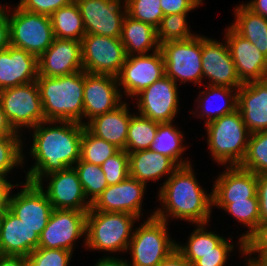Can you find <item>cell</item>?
<instances>
[{
	"label": "cell",
	"instance_id": "6da1fadb",
	"mask_svg": "<svg viewBox=\"0 0 267 266\" xmlns=\"http://www.w3.org/2000/svg\"><path fill=\"white\" fill-rule=\"evenodd\" d=\"M46 124L49 126H45ZM32 130L34 133L30 154L36 162L28 169L25 181L37 184L44 176L73 167L80 160L83 124L43 121Z\"/></svg>",
	"mask_w": 267,
	"mask_h": 266
},
{
	"label": "cell",
	"instance_id": "7a4b0ae2",
	"mask_svg": "<svg viewBox=\"0 0 267 266\" xmlns=\"http://www.w3.org/2000/svg\"><path fill=\"white\" fill-rule=\"evenodd\" d=\"M191 165L178 167L164 181L158 192L163 207L154 211L155 217L166 222L172 217L195 225L209 222L213 206L212 192L207 194L201 188Z\"/></svg>",
	"mask_w": 267,
	"mask_h": 266
},
{
	"label": "cell",
	"instance_id": "3957f363",
	"mask_svg": "<svg viewBox=\"0 0 267 266\" xmlns=\"http://www.w3.org/2000/svg\"><path fill=\"white\" fill-rule=\"evenodd\" d=\"M46 121L83 122L85 71L61 77H37Z\"/></svg>",
	"mask_w": 267,
	"mask_h": 266
},
{
	"label": "cell",
	"instance_id": "277c9868",
	"mask_svg": "<svg viewBox=\"0 0 267 266\" xmlns=\"http://www.w3.org/2000/svg\"><path fill=\"white\" fill-rule=\"evenodd\" d=\"M205 127L208 149L215 162L239 166L245 157L250 136L241 112L237 109L205 124Z\"/></svg>",
	"mask_w": 267,
	"mask_h": 266
},
{
	"label": "cell",
	"instance_id": "5b68a950",
	"mask_svg": "<svg viewBox=\"0 0 267 266\" xmlns=\"http://www.w3.org/2000/svg\"><path fill=\"white\" fill-rule=\"evenodd\" d=\"M138 217L125 212H101L90 209L87 212V249L107 252L128 250L133 234V223Z\"/></svg>",
	"mask_w": 267,
	"mask_h": 266
},
{
	"label": "cell",
	"instance_id": "8992f818",
	"mask_svg": "<svg viewBox=\"0 0 267 266\" xmlns=\"http://www.w3.org/2000/svg\"><path fill=\"white\" fill-rule=\"evenodd\" d=\"M154 214L152 212L144 223L133 229L128 245L132 256L129 266H158L176 249L177 242L168 235V223Z\"/></svg>",
	"mask_w": 267,
	"mask_h": 266
},
{
	"label": "cell",
	"instance_id": "52a82bcc",
	"mask_svg": "<svg viewBox=\"0 0 267 266\" xmlns=\"http://www.w3.org/2000/svg\"><path fill=\"white\" fill-rule=\"evenodd\" d=\"M8 11L10 45L26 50L37 58L55 39L50 16L31 13L19 6Z\"/></svg>",
	"mask_w": 267,
	"mask_h": 266
},
{
	"label": "cell",
	"instance_id": "ba28073f",
	"mask_svg": "<svg viewBox=\"0 0 267 266\" xmlns=\"http://www.w3.org/2000/svg\"><path fill=\"white\" fill-rule=\"evenodd\" d=\"M164 58L165 76L176 84L193 81L198 84L203 80L202 72V36L197 35L182 41H171L160 45Z\"/></svg>",
	"mask_w": 267,
	"mask_h": 266
},
{
	"label": "cell",
	"instance_id": "9c48e42d",
	"mask_svg": "<svg viewBox=\"0 0 267 266\" xmlns=\"http://www.w3.org/2000/svg\"><path fill=\"white\" fill-rule=\"evenodd\" d=\"M0 104L10 126L17 133L24 127L31 130L46 121L36 81L1 90Z\"/></svg>",
	"mask_w": 267,
	"mask_h": 266
},
{
	"label": "cell",
	"instance_id": "30bf717a",
	"mask_svg": "<svg viewBox=\"0 0 267 266\" xmlns=\"http://www.w3.org/2000/svg\"><path fill=\"white\" fill-rule=\"evenodd\" d=\"M81 44L85 72L112 76L120 73L127 57L120 38L85 34Z\"/></svg>",
	"mask_w": 267,
	"mask_h": 266
},
{
	"label": "cell",
	"instance_id": "8fae6325",
	"mask_svg": "<svg viewBox=\"0 0 267 266\" xmlns=\"http://www.w3.org/2000/svg\"><path fill=\"white\" fill-rule=\"evenodd\" d=\"M87 212L53 209L47 226L39 236L38 248L73 252L74 242L83 235L86 244Z\"/></svg>",
	"mask_w": 267,
	"mask_h": 266
},
{
	"label": "cell",
	"instance_id": "7c38bea8",
	"mask_svg": "<svg viewBox=\"0 0 267 266\" xmlns=\"http://www.w3.org/2000/svg\"><path fill=\"white\" fill-rule=\"evenodd\" d=\"M165 76L164 58L159 50L151 54L130 55L126 57L120 73L116 76L124 95L134 98L143 89Z\"/></svg>",
	"mask_w": 267,
	"mask_h": 266
},
{
	"label": "cell",
	"instance_id": "4fadbf2b",
	"mask_svg": "<svg viewBox=\"0 0 267 266\" xmlns=\"http://www.w3.org/2000/svg\"><path fill=\"white\" fill-rule=\"evenodd\" d=\"M75 1L81 13L86 34L121 37L123 21L127 15L125 3L123 5L121 0ZM121 8L124 10L121 11Z\"/></svg>",
	"mask_w": 267,
	"mask_h": 266
},
{
	"label": "cell",
	"instance_id": "5bb4252c",
	"mask_svg": "<svg viewBox=\"0 0 267 266\" xmlns=\"http://www.w3.org/2000/svg\"><path fill=\"white\" fill-rule=\"evenodd\" d=\"M178 84L163 76L136 95L138 112L158 123L174 121L178 111Z\"/></svg>",
	"mask_w": 267,
	"mask_h": 266
},
{
	"label": "cell",
	"instance_id": "9a60e30c",
	"mask_svg": "<svg viewBox=\"0 0 267 266\" xmlns=\"http://www.w3.org/2000/svg\"><path fill=\"white\" fill-rule=\"evenodd\" d=\"M20 186L21 191L10 194L8 209L40 236L53 211L52 204L37 184L25 181Z\"/></svg>",
	"mask_w": 267,
	"mask_h": 266
},
{
	"label": "cell",
	"instance_id": "2e32d148",
	"mask_svg": "<svg viewBox=\"0 0 267 266\" xmlns=\"http://www.w3.org/2000/svg\"><path fill=\"white\" fill-rule=\"evenodd\" d=\"M44 178L50 180L46 190H44L42 182L45 181ZM37 185L46 194L53 209L78 211H89L91 209V202L86 200L74 167L44 176Z\"/></svg>",
	"mask_w": 267,
	"mask_h": 266
},
{
	"label": "cell",
	"instance_id": "e0dca14e",
	"mask_svg": "<svg viewBox=\"0 0 267 266\" xmlns=\"http://www.w3.org/2000/svg\"><path fill=\"white\" fill-rule=\"evenodd\" d=\"M202 72L209 85L240 88V81L227 42L220 43L202 36Z\"/></svg>",
	"mask_w": 267,
	"mask_h": 266
},
{
	"label": "cell",
	"instance_id": "ac0fdd59",
	"mask_svg": "<svg viewBox=\"0 0 267 266\" xmlns=\"http://www.w3.org/2000/svg\"><path fill=\"white\" fill-rule=\"evenodd\" d=\"M118 86L116 76L85 72L83 117L88 122L96 116L116 109L123 103L122 92Z\"/></svg>",
	"mask_w": 267,
	"mask_h": 266
},
{
	"label": "cell",
	"instance_id": "d6986e66",
	"mask_svg": "<svg viewBox=\"0 0 267 266\" xmlns=\"http://www.w3.org/2000/svg\"><path fill=\"white\" fill-rule=\"evenodd\" d=\"M231 57L242 83L262 81L267 78V57L253 43L239 35L231 26L225 31Z\"/></svg>",
	"mask_w": 267,
	"mask_h": 266
},
{
	"label": "cell",
	"instance_id": "ffe728a7",
	"mask_svg": "<svg viewBox=\"0 0 267 266\" xmlns=\"http://www.w3.org/2000/svg\"><path fill=\"white\" fill-rule=\"evenodd\" d=\"M144 183L128 176L122 182L108 186L91 204V209L101 212H125L141 217Z\"/></svg>",
	"mask_w": 267,
	"mask_h": 266
},
{
	"label": "cell",
	"instance_id": "44dd1931",
	"mask_svg": "<svg viewBox=\"0 0 267 266\" xmlns=\"http://www.w3.org/2000/svg\"><path fill=\"white\" fill-rule=\"evenodd\" d=\"M83 70L81 41L56 38L38 57V76L61 77Z\"/></svg>",
	"mask_w": 267,
	"mask_h": 266
},
{
	"label": "cell",
	"instance_id": "7402d4cb",
	"mask_svg": "<svg viewBox=\"0 0 267 266\" xmlns=\"http://www.w3.org/2000/svg\"><path fill=\"white\" fill-rule=\"evenodd\" d=\"M213 203H234L257 197V174L240 166H228L215 180Z\"/></svg>",
	"mask_w": 267,
	"mask_h": 266
},
{
	"label": "cell",
	"instance_id": "603a6c76",
	"mask_svg": "<svg viewBox=\"0 0 267 266\" xmlns=\"http://www.w3.org/2000/svg\"><path fill=\"white\" fill-rule=\"evenodd\" d=\"M37 77L36 56L11 45L0 51V91L35 82Z\"/></svg>",
	"mask_w": 267,
	"mask_h": 266
},
{
	"label": "cell",
	"instance_id": "cb8c5ba5",
	"mask_svg": "<svg viewBox=\"0 0 267 266\" xmlns=\"http://www.w3.org/2000/svg\"><path fill=\"white\" fill-rule=\"evenodd\" d=\"M39 235L8 208L0 216V254L28 257L38 248Z\"/></svg>",
	"mask_w": 267,
	"mask_h": 266
},
{
	"label": "cell",
	"instance_id": "d4e9b609",
	"mask_svg": "<svg viewBox=\"0 0 267 266\" xmlns=\"http://www.w3.org/2000/svg\"><path fill=\"white\" fill-rule=\"evenodd\" d=\"M237 92V109L249 133L267 131V79L243 83Z\"/></svg>",
	"mask_w": 267,
	"mask_h": 266
},
{
	"label": "cell",
	"instance_id": "484cf974",
	"mask_svg": "<svg viewBox=\"0 0 267 266\" xmlns=\"http://www.w3.org/2000/svg\"><path fill=\"white\" fill-rule=\"evenodd\" d=\"M131 114L128 104L124 102L116 109L86 122L85 127L96 137L125 150Z\"/></svg>",
	"mask_w": 267,
	"mask_h": 266
},
{
	"label": "cell",
	"instance_id": "4316f807",
	"mask_svg": "<svg viewBox=\"0 0 267 266\" xmlns=\"http://www.w3.org/2000/svg\"><path fill=\"white\" fill-rule=\"evenodd\" d=\"M129 176L141 183L156 181L164 175L170 177L178 166L167 156L150 149L128 153Z\"/></svg>",
	"mask_w": 267,
	"mask_h": 266
},
{
	"label": "cell",
	"instance_id": "83f0119b",
	"mask_svg": "<svg viewBox=\"0 0 267 266\" xmlns=\"http://www.w3.org/2000/svg\"><path fill=\"white\" fill-rule=\"evenodd\" d=\"M207 224H197V228L188 238L187 245L176 243V249L184 256L192 266L200 255L208 253H229L234 250L229 239L214 233L208 232L205 228Z\"/></svg>",
	"mask_w": 267,
	"mask_h": 266
},
{
	"label": "cell",
	"instance_id": "f1b7e54d",
	"mask_svg": "<svg viewBox=\"0 0 267 266\" xmlns=\"http://www.w3.org/2000/svg\"><path fill=\"white\" fill-rule=\"evenodd\" d=\"M121 42L127 56L148 54L150 50L157 51L160 44L157 39V30L150 24L135 20L126 15L122 25Z\"/></svg>",
	"mask_w": 267,
	"mask_h": 266
},
{
	"label": "cell",
	"instance_id": "f546056e",
	"mask_svg": "<svg viewBox=\"0 0 267 266\" xmlns=\"http://www.w3.org/2000/svg\"><path fill=\"white\" fill-rule=\"evenodd\" d=\"M238 89L239 88L207 85L206 90L201 91V93L199 94L198 100L196 101L199 102L198 108L200 110L198 109V111H201V113H199V116H201L200 118L202 117L207 118L205 121V124L213 120H216L219 117H222L224 115L233 113L235 110H237ZM213 98H215V101L220 100L223 103L221 102L217 106L215 105L213 107L212 104L214 103V101H210V100H213Z\"/></svg>",
	"mask_w": 267,
	"mask_h": 266
},
{
	"label": "cell",
	"instance_id": "4dcf8cb0",
	"mask_svg": "<svg viewBox=\"0 0 267 266\" xmlns=\"http://www.w3.org/2000/svg\"><path fill=\"white\" fill-rule=\"evenodd\" d=\"M235 21L230 25L267 57V18L254 13L245 4L235 9Z\"/></svg>",
	"mask_w": 267,
	"mask_h": 266
},
{
	"label": "cell",
	"instance_id": "1f68e13d",
	"mask_svg": "<svg viewBox=\"0 0 267 266\" xmlns=\"http://www.w3.org/2000/svg\"><path fill=\"white\" fill-rule=\"evenodd\" d=\"M183 138V133L172 122L159 123L150 150L169 157L178 167L189 165L190 161L181 158L186 147Z\"/></svg>",
	"mask_w": 267,
	"mask_h": 266
},
{
	"label": "cell",
	"instance_id": "d6a6232c",
	"mask_svg": "<svg viewBox=\"0 0 267 266\" xmlns=\"http://www.w3.org/2000/svg\"><path fill=\"white\" fill-rule=\"evenodd\" d=\"M54 36L60 39L82 41L86 34L76 1L56 10L51 16Z\"/></svg>",
	"mask_w": 267,
	"mask_h": 266
},
{
	"label": "cell",
	"instance_id": "836d02e7",
	"mask_svg": "<svg viewBox=\"0 0 267 266\" xmlns=\"http://www.w3.org/2000/svg\"><path fill=\"white\" fill-rule=\"evenodd\" d=\"M213 206H217L230 213L237 221L248 227V231H245L239 238L240 251L244 250V241L256 230L259 226L260 209L258 198H249L248 201H234V203H213Z\"/></svg>",
	"mask_w": 267,
	"mask_h": 266
},
{
	"label": "cell",
	"instance_id": "e575fe53",
	"mask_svg": "<svg viewBox=\"0 0 267 266\" xmlns=\"http://www.w3.org/2000/svg\"><path fill=\"white\" fill-rule=\"evenodd\" d=\"M158 122L132 114L128 125L126 149L128 153L150 149L158 129Z\"/></svg>",
	"mask_w": 267,
	"mask_h": 266
},
{
	"label": "cell",
	"instance_id": "d590c367",
	"mask_svg": "<svg viewBox=\"0 0 267 266\" xmlns=\"http://www.w3.org/2000/svg\"><path fill=\"white\" fill-rule=\"evenodd\" d=\"M73 167L78 174L85 197L92 204L108 187L101 166L79 160Z\"/></svg>",
	"mask_w": 267,
	"mask_h": 266
},
{
	"label": "cell",
	"instance_id": "8d00e7d4",
	"mask_svg": "<svg viewBox=\"0 0 267 266\" xmlns=\"http://www.w3.org/2000/svg\"><path fill=\"white\" fill-rule=\"evenodd\" d=\"M119 150L115 145L93 135L84 125L80 145V160L101 166Z\"/></svg>",
	"mask_w": 267,
	"mask_h": 266
},
{
	"label": "cell",
	"instance_id": "74e56055",
	"mask_svg": "<svg viewBox=\"0 0 267 266\" xmlns=\"http://www.w3.org/2000/svg\"><path fill=\"white\" fill-rule=\"evenodd\" d=\"M239 166L257 175L267 174V131L250 134L245 157Z\"/></svg>",
	"mask_w": 267,
	"mask_h": 266
},
{
	"label": "cell",
	"instance_id": "f35d334b",
	"mask_svg": "<svg viewBox=\"0 0 267 266\" xmlns=\"http://www.w3.org/2000/svg\"><path fill=\"white\" fill-rule=\"evenodd\" d=\"M188 13L168 14L160 21L157 30L159 44L171 41H182L190 39L196 35L191 33L187 24Z\"/></svg>",
	"mask_w": 267,
	"mask_h": 266
},
{
	"label": "cell",
	"instance_id": "ab89813d",
	"mask_svg": "<svg viewBox=\"0 0 267 266\" xmlns=\"http://www.w3.org/2000/svg\"><path fill=\"white\" fill-rule=\"evenodd\" d=\"M125 2L127 15L157 28L164 17L161 0H122Z\"/></svg>",
	"mask_w": 267,
	"mask_h": 266
},
{
	"label": "cell",
	"instance_id": "60d3db41",
	"mask_svg": "<svg viewBox=\"0 0 267 266\" xmlns=\"http://www.w3.org/2000/svg\"><path fill=\"white\" fill-rule=\"evenodd\" d=\"M22 141L20 136H4L0 139V175L7 176L11 169L24 164Z\"/></svg>",
	"mask_w": 267,
	"mask_h": 266
},
{
	"label": "cell",
	"instance_id": "b9f144b4",
	"mask_svg": "<svg viewBox=\"0 0 267 266\" xmlns=\"http://www.w3.org/2000/svg\"><path fill=\"white\" fill-rule=\"evenodd\" d=\"M72 252L66 249L37 248L26 257L27 266H68Z\"/></svg>",
	"mask_w": 267,
	"mask_h": 266
},
{
	"label": "cell",
	"instance_id": "7bdbcfd3",
	"mask_svg": "<svg viewBox=\"0 0 267 266\" xmlns=\"http://www.w3.org/2000/svg\"><path fill=\"white\" fill-rule=\"evenodd\" d=\"M101 169L105 174L108 186L122 182L129 176L128 152L119 150L101 165Z\"/></svg>",
	"mask_w": 267,
	"mask_h": 266
},
{
	"label": "cell",
	"instance_id": "ee69618b",
	"mask_svg": "<svg viewBox=\"0 0 267 266\" xmlns=\"http://www.w3.org/2000/svg\"><path fill=\"white\" fill-rule=\"evenodd\" d=\"M72 1L74 0H20L17 5L31 13L51 16L56 10Z\"/></svg>",
	"mask_w": 267,
	"mask_h": 266
},
{
	"label": "cell",
	"instance_id": "f6af8a7d",
	"mask_svg": "<svg viewBox=\"0 0 267 266\" xmlns=\"http://www.w3.org/2000/svg\"><path fill=\"white\" fill-rule=\"evenodd\" d=\"M261 249H267V224H260L256 230L244 241L242 255L258 253Z\"/></svg>",
	"mask_w": 267,
	"mask_h": 266
},
{
	"label": "cell",
	"instance_id": "bcb514c9",
	"mask_svg": "<svg viewBox=\"0 0 267 266\" xmlns=\"http://www.w3.org/2000/svg\"><path fill=\"white\" fill-rule=\"evenodd\" d=\"M203 0H161V9L165 15L188 13L199 7Z\"/></svg>",
	"mask_w": 267,
	"mask_h": 266
},
{
	"label": "cell",
	"instance_id": "7dc6e473",
	"mask_svg": "<svg viewBox=\"0 0 267 266\" xmlns=\"http://www.w3.org/2000/svg\"><path fill=\"white\" fill-rule=\"evenodd\" d=\"M257 197L260 209V224H267V174L257 175Z\"/></svg>",
	"mask_w": 267,
	"mask_h": 266
},
{
	"label": "cell",
	"instance_id": "c3c4849f",
	"mask_svg": "<svg viewBox=\"0 0 267 266\" xmlns=\"http://www.w3.org/2000/svg\"><path fill=\"white\" fill-rule=\"evenodd\" d=\"M229 255V253L203 254L192 266H225Z\"/></svg>",
	"mask_w": 267,
	"mask_h": 266
},
{
	"label": "cell",
	"instance_id": "681fc988",
	"mask_svg": "<svg viewBox=\"0 0 267 266\" xmlns=\"http://www.w3.org/2000/svg\"><path fill=\"white\" fill-rule=\"evenodd\" d=\"M10 45V32L8 12L5 7L0 4V51L6 49Z\"/></svg>",
	"mask_w": 267,
	"mask_h": 266
},
{
	"label": "cell",
	"instance_id": "f907efd6",
	"mask_svg": "<svg viewBox=\"0 0 267 266\" xmlns=\"http://www.w3.org/2000/svg\"><path fill=\"white\" fill-rule=\"evenodd\" d=\"M17 186H19L18 183L13 185L7 180L6 176L0 175V216L8 208L12 188Z\"/></svg>",
	"mask_w": 267,
	"mask_h": 266
},
{
	"label": "cell",
	"instance_id": "816d5d0a",
	"mask_svg": "<svg viewBox=\"0 0 267 266\" xmlns=\"http://www.w3.org/2000/svg\"><path fill=\"white\" fill-rule=\"evenodd\" d=\"M158 266H191L184 256L175 249Z\"/></svg>",
	"mask_w": 267,
	"mask_h": 266
},
{
	"label": "cell",
	"instance_id": "f5cc1de1",
	"mask_svg": "<svg viewBox=\"0 0 267 266\" xmlns=\"http://www.w3.org/2000/svg\"><path fill=\"white\" fill-rule=\"evenodd\" d=\"M0 266H27L26 257L0 254Z\"/></svg>",
	"mask_w": 267,
	"mask_h": 266
},
{
	"label": "cell",
	"instance_id": "db71d44e",
	"mask_svg": "<svg viewBox=\"0 0 267 266\" xmlns=\"http://www.w3.org/2000/svg\"><path fill=\"white\" fill-rule=\"evenodd\" d=\"M245 5L254 13L267 18V0H251Z\"/></svg>",
	"mask_w": 267,
	"mask_h": 266
},
{
	"label": "cell",
	"instance_id": "11a10c76",
	"mask_svg": "<svg viewBox=\"0 0 267 266\" xmlns=\"http://www.w3.org/2000/svg\"><path fill=\"white\" fill-rule=\"evenodd\" d=\"M97 263L95 266H129L130 262H127L126 260L119 259L118 257H113V256H106L103 257L102 259H98Z\"/></svg>",
	"mask_w": 267,
	"mask_h": 266
},
{
	"label": "cell",
	"instance_id": "9f6ffc18",
	"mask_svg": "<svg viewBox=\"0 0 267 266\" xmlns=\"http://www.w3.org/2000/svg\"><path fill=\"white\" fill-rule=\"evenodd\" d=\"M0 129H13L5 117L1 104H0Z\"/></svg>",
	"mask_w": 267,
	"mask_h": 266
},
{
	"label": "cell",
	"instance_id": "6f0895ef",
	"mask_svg": "<svg viewBox=\"0 0 267 266\" xmlns=\"http://www.w3.org/2000/svg\"><path fill=\"white\" fill-rule=\"evenodd\" d=\"M258 258L255 259L263 266H267V249H261L258 253Z\"/></svg>",
	"mask_w": 267,
	"mask_h": 266
},
{
	"label": "cell",
	"instance_id": "680465c9",
	"mask_svg": "<svg viewBox=\"0 0 267 266\" xmlns=\"http://www.w3.org/2000/svg\"><path fill=\"white\" fill-rule=\"evenodd\" d=\"M4 136H20V135L13 129H0V139H2Z\"/></svg>",
	"mask_w": 267,
	"mask_h": 266
},
{
	"label": "cell",
	"instance_id": "91938a15",
	"mask_svg": "<svg viewBox=\"0 0 267 266\" xmlns=\"http://www.w3.org/2000/svg\"><path fill=\"white\" fill-rule=\"evenodd\" d=\"M248 262L247 263V266H263L260 262H258L255 257H252V258H249L246 260Z\"/></svg>",
	"mask_w": 267,
	"mask_h": 266
}]
</instances>
